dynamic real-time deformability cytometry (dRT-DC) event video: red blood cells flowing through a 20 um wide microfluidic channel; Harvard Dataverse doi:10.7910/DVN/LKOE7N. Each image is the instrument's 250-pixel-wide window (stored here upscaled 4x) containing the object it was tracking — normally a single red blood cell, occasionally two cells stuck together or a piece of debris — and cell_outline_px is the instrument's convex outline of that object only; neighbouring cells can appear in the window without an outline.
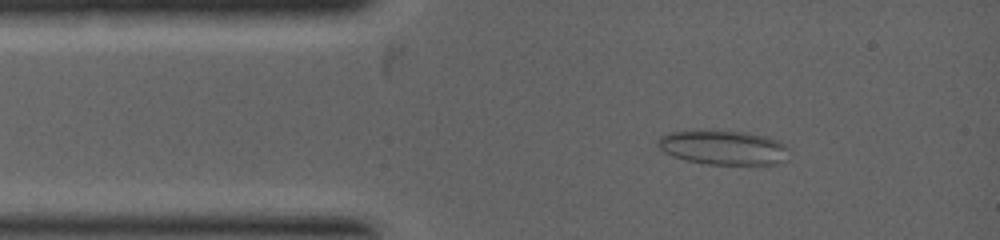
{"species": "common noctule bat (a hibernating species)", "species_latin": "Nyctalus noctula", "temperature_condition": "warm", "stored_images_in_passage": 19, "camera_frame_rate_fps": 5000, "um_per_image_px": 0.085, "animal": {"sex": "female", "body_mass_g": 19.0, "forearm_length_mm": 53.3}, "frame": {"image": 1, "passage_image": 2, "time_ms": 0.2, "image_size_px": [1000, 240], "cell_outline_px": [[784, 160], [772, 164], [708, 164], [684, 160], [664, 152], [656, 144], [660, 136], [668, 132], [744, 132], [768, 136], [776, 140], [784, 148]], "centroid_in_image_um": [61.39, 12.55], "position_along_channel_um": 23.6, "area_um2": 25.26}}
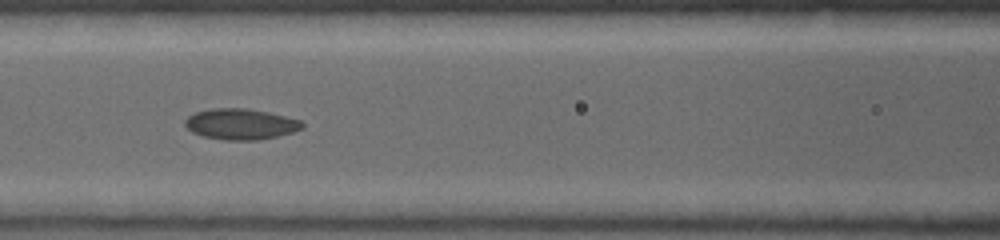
{"frame": {"image": 2, "passage_image": 10, "time_ms": 2.4, "image_size_px": [1000, 240], "cell_outline_px": [[304, 128], [292, 132], [276, 136], [256, 140], [224, 140], [204, 136], [192, 132], [184, 124], [184, 120], [188, 116], [196, 112], [212, 108], [248, 108], [268, 112], [300, 120], [304, 124]], "centroid_in_image_um": [20.45, 10.54], "position_along_channel_um": 146.2, "area_um2": 20.98}}
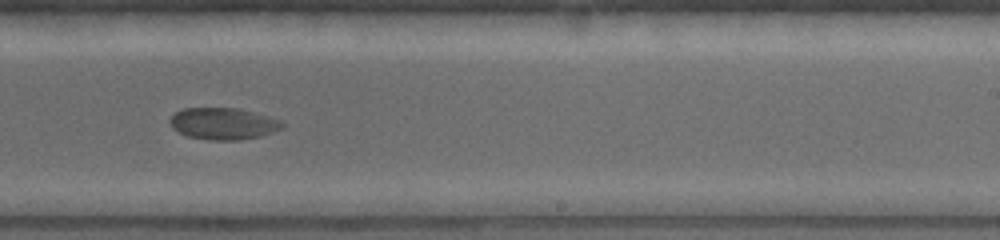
{"frame": {"image": 3, "passage_image": 17, "time_ms": 4.2, "image_size_px": [1000, 240], "cell_outline_px": [[284, 124], [280, 128], [272, 132], [260, 136], [240, 140], [208, 140], [188, 136], [172, 128], [168, 120], [176, 112], [184, 108], [236, 108], [284, 120]], "centroid_in_image_um": [18.97, 10.51], "position_along_channel_um": 270.0, "area_um2": 20.69}}